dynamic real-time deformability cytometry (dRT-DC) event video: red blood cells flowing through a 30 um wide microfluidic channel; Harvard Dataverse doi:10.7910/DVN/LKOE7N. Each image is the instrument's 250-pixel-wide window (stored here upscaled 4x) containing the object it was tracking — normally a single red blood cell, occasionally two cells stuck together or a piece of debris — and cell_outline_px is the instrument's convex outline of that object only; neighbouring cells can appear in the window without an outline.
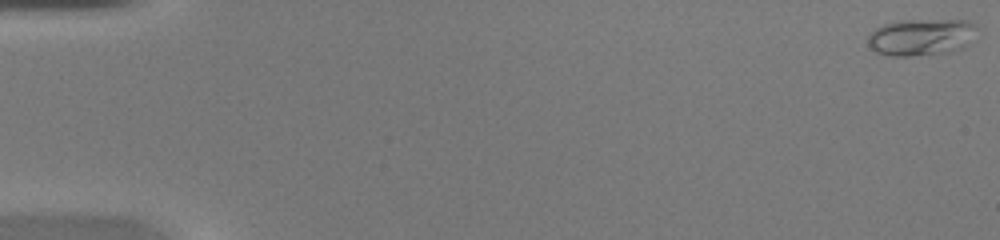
{"species": "common noctule bat (a hibernating species)", "species_latin": "Nyctalus noctula", "temperature_condition": "warm", "stored_images_in_passage": 50, "camera_frame_rate_fps": 3000, "um_per_image_px": 0.085, "animal": {"sex": "female", "body_mass_g": 20.0, "forearm_length_mm": 54.0}, "frame": {"image": 1, "passage_image": 1, "time_ms": 0.0, "image_size_px": [1000, 240], "cell_outline_px": [[980, 28], [976, 40], [960, 48], [948, 52], [912, 56], [888, 56], [876, 52], [868, 44], [868, 36], [876, 28], [884, 24], [900, 20], [968, 20], [976, 24]], "centroid_in_image_um": [78.39, 3.14], "position_along_channel_um": 6.6, "area_um2": 23.87}}
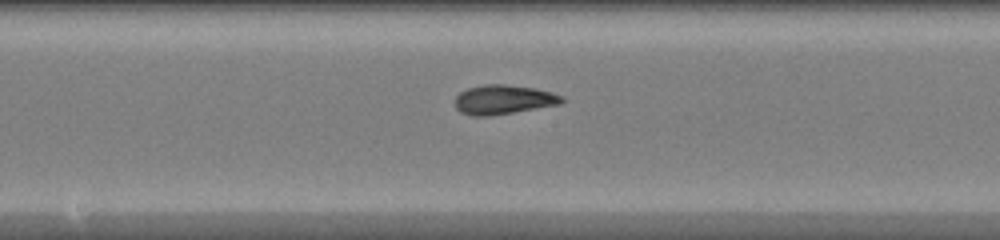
{"frame": {"image": 2, "passage_image": 27, "time_ms": 8.667, "image_size_px": [1000, 240], "cell_outline_px": [[564, 100], [560, 104], [488, 116], [472, 116], [460, 112], [456, 108], [456, 96], [460, 92], [468, 88], [484, 84], [508, 84], [536, 88], [552, 92], [564, 96]], "centroid_in_image_um": [42.8, 8.45], "position_along_channel_um": 205.4, "area_um2": 18.26}}
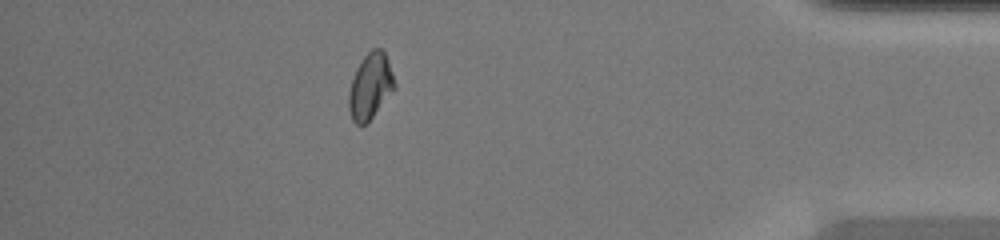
{"frame": {"image": 3, "passage_image": 44, "time_ms": 14.333, "image_size_px": [1000, 240], "cell_outline_px": [[396, 88], [372, 116], [364, 124], [356, 124], [352, 120], [348, 108], [348, 92], [356, 68], [364, 56], [372, 48], [380, 48], [384, 52], [388, 60], [396, 84]], "centroid_in_image_um": [31.47, 7.31], "position_along_channel_um": 403.7, "area_um2": 17.4}, "authors_computed_cell_mechanics": {"area_um2": 17.9469, "velocity_mm_per_s": 4.2276, "shape_relaxation_time_tau1_ms": 6.6623, "shape_relaxation_time_tau2_ms": 1.1877, "deformation_change_tau1": 0.2178, "deformation_change_tau2": 0.0417}}